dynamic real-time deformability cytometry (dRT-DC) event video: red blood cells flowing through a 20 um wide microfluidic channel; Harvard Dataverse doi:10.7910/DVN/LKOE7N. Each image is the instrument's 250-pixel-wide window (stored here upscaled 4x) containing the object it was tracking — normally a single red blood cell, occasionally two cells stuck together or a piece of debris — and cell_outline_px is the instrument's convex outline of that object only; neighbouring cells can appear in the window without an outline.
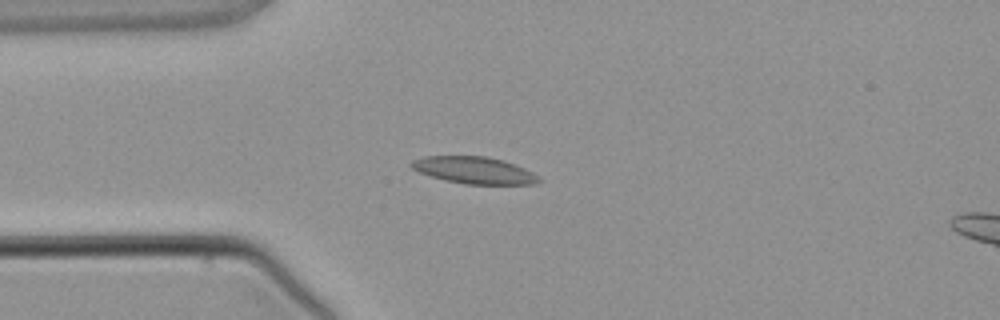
{"species": "common noctule bat (a hibernating species)", "species_latin": "Nyctalus noctula", "temperature_condition": "warm", "stored_images_in_passage": 4, "segment_of_instrument_passage": [1, 2], "camera_frame_rate_fps": 3000, "um_per_image_px": 0.085, "animal": {"sex": "male", "body_mass_g": 21.5, "forearm_length_mm": 52.0}, "frame": {"image": 1, "passage_image": 3, "time_ms": 2.667, "image_size_px": [1000, 320], "cell_outline_px": [[540, 180], [536, 184], [464, 184], [444, 180], [420, 172], [412, 168], [408, 164], [412, 160], [424, 156], [484, 156], [504, 160], [524, 168], [532, 172]], "centroid_in_image_um": [40.27, 14.46], "position_along_channel_um": 44.7, "area_um2": 19.88}}